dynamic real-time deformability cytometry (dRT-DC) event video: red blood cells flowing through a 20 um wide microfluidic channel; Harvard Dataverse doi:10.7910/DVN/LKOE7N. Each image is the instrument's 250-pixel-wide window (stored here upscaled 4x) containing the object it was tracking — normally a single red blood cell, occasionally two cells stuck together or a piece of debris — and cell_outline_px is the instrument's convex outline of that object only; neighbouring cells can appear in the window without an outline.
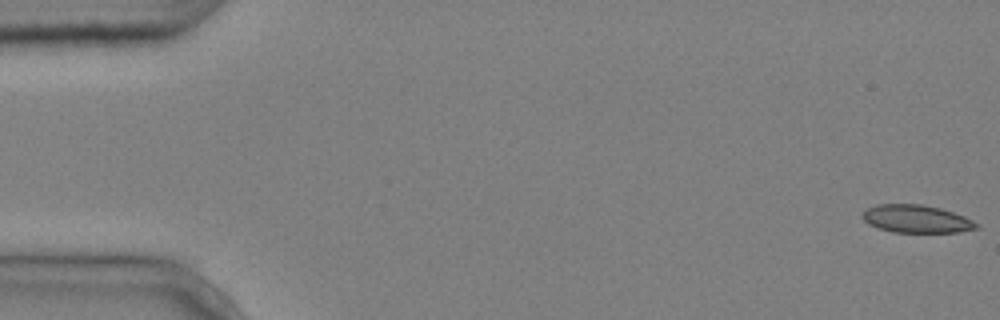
{"species": "common noctule bat (a hibernating species)", "species_latin": "Nyctalus noctula", "temperature_condition": "cold", "stored_images_in_passage": 5, "camera_frame_rate_fps": 3000, "um_per_image_px": 0.085, "animal": {"sex": "male", "body_mass_g": 20.4}, "frame": {"image": 1, "passage_image": 1, "time_ms": 0.0, "image_size_px": [1000, 320], "cell_outline_px": [[980, 228], [960, 232], [892, 232], [868, 224], [860, 216], [868, 208], [876, 204], [920, 204], [940, 208], [964, 216], [980, 224]], "centroid_in_image_um": [77.91, 18.61], "position_along_channel_um": 7.1, "area_um2": 18.5}}
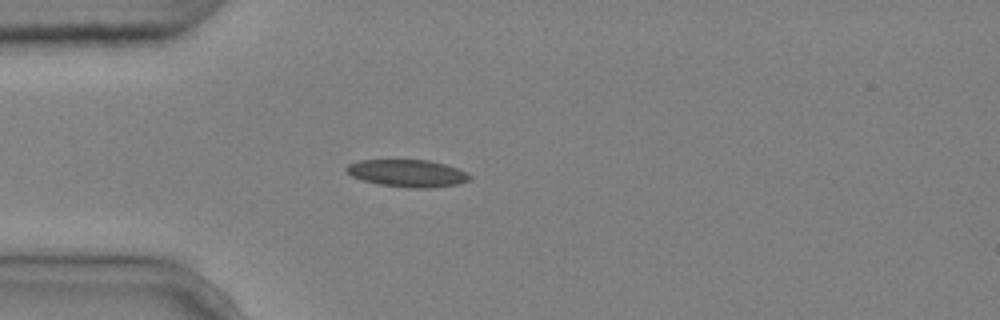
{"frame": {"image": 2, "passage_image": 5, "time_ms": 1.333, "image_size_px": [1000, 320], "cell_outline_px": [[472, 176], [468, 180], [460, 184], [432, 188], [408, 188], [380, 184], [364, 180], [352, 176], [344, 168], [348, 164], [360, 160], [428, 160], [444, 164], [468, 172]], "centroid_in_image_um": [34.67, 14.73], "position_along_channel_um": 50.3, "area_um2": 19.59}}